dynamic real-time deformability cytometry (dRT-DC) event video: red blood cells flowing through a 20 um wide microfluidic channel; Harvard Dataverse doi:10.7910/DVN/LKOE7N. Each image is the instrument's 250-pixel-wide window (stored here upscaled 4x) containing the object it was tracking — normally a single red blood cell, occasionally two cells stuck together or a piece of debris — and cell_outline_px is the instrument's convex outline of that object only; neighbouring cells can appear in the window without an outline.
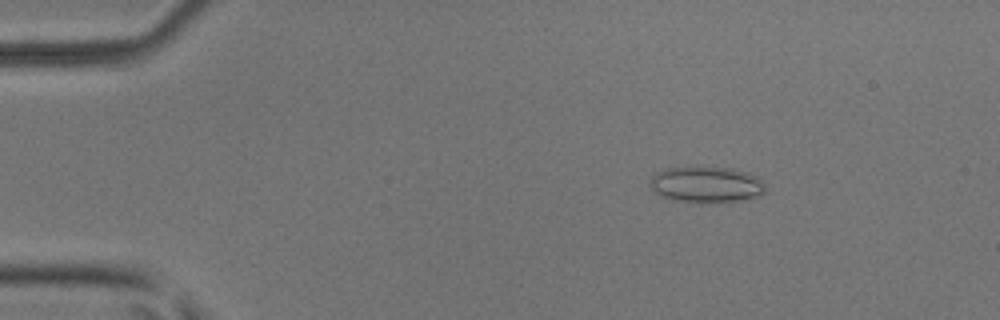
{"species": "common noctule bat (a hibernating species)", "species_latin": "Nyctalus noctula", "temperature_condition": "room temperature", "stored_images_in_passage": 52, "camera_frame_rate_fps": 3000, "um_per_image_px": 0.085, "animal": {"sex": "male", "body_mass_g": 17.9, "forearm_length_mm": 54.2}, "frame": {"image": 1, "passage_image": 8, "time_ms": 2.333, "image_size_px": [1000, 320], "cell_outline_px": [[768, 188], [764, 192], [756, 196], [736, 200], [672, 200], [660, 196], [652, 188], [652, 176], [656, 172], [664, 168], [688, 164], [700, 164], [732, 168], [748, 172], [760, 176]], "centroid_in_image_um": [60.05, 15.57], "position_along_channel_um": 25.0, "area_um2": 24.57}}
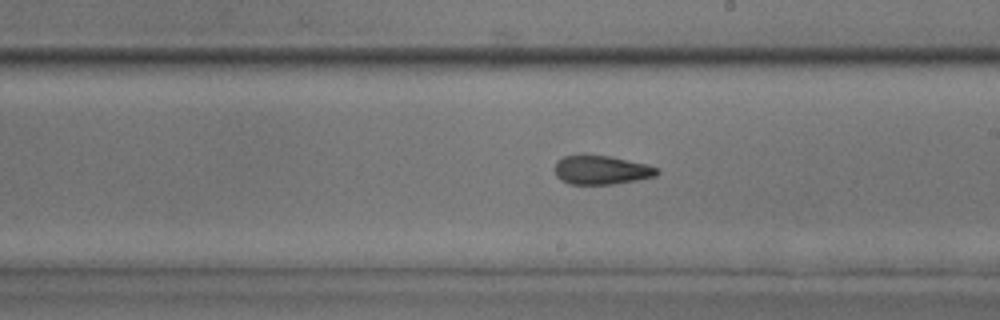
{"frame": {"image": 2, "passage_image": 30, "time_ms": 9.667, "image_size_px": [1000, 320], "cell_outline_px": [[660, 172], [656, 176], [636, 180], [612, 184], [568, 184], [560, 180], [556, 176], [556, 160], [564, 156], [580, 152], [584, 152], [612, 156], [644, 164], [656, 168]], "centroid_in_image_um": [51.04, 14.41], "position_along_channel_um": 238.0, "area_um2": 17.69}}
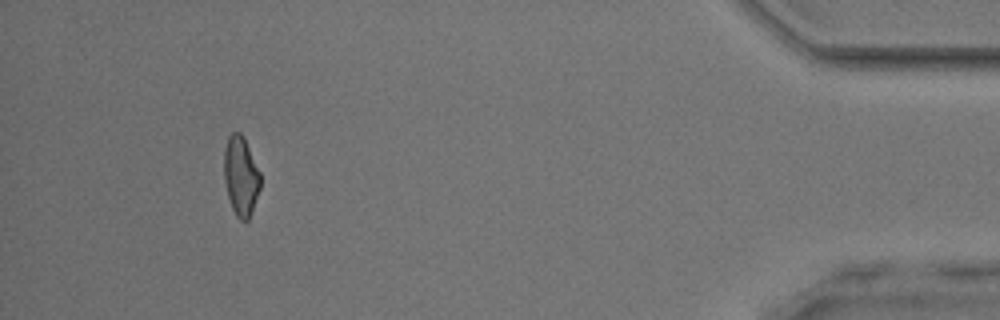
{"frame": {"image": 3, "passage_image": 48, "time_ms": 15.667, "image_size_px": [1000, 320], "cell_outline_px": [[260, 188], [248, 220], [240, 220], [236, 216], [232, 208], [228, 196], [224, 180], [224, 148], [228, 136], [232, 132], [240, 132], [244, 136], [260, 172]], "centroid_in_image_um": [20.46, 14.92], "position_along_channel_um": 414.7, "area_um2": 16.82}, "authors_computed_cell_mechanics": {"area_um2": 17.7735, "velocity_mm_per_s": 3.9953, "shape_relaxation_time_tau1_ms": null, "shape_relaxation_time_tau2_ms": 2.3527, "deformation_change_tau1": null, "deformation_change_tau2": 0.1064}}